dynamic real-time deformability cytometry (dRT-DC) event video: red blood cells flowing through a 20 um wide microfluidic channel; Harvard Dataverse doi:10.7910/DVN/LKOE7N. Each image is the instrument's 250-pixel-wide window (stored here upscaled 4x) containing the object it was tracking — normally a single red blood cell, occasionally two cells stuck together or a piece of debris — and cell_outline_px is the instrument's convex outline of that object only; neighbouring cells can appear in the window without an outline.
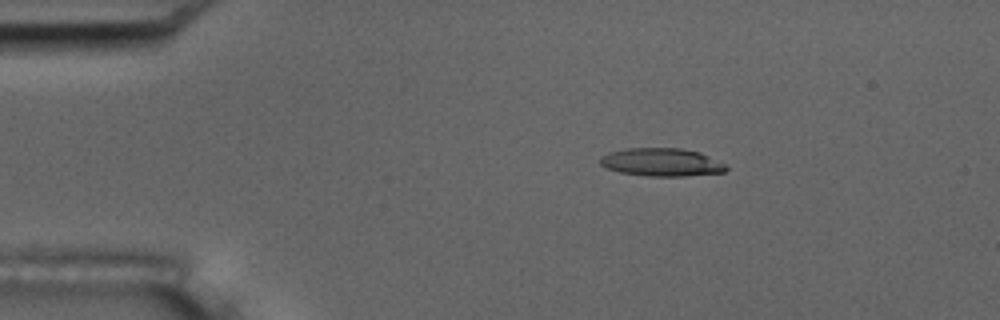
{"species": "common noctule bat (a hibernating species)", "species_latin": "Nyctalus noctula", "temperature_condition": "room temperature", "stored_images_in_passage": 46, "camera_frame_rate_fps": 3000, "um_per_image_px": 0.085, "animal": {"sex": "male", "body_mass_g": 17.5, "forearm_length_mm": 52.3}, "frame": {"image": 1, "passage_image": 1, "time_ms": 0.0, "image_size_px": [1000, 320], "cell_outline_px": [[728, 168], [724, 172], [684, 176], [648, 176], [620, 172], [604, 168], [600, 164], [600, 156], [608, 152], [628, 148], [680, 148], [700, 152], [724, 164]], "centroid_in_image_um": [56.18, 13.79], "position_along_channel_um": 28.8, "area_um2": 20.58}}
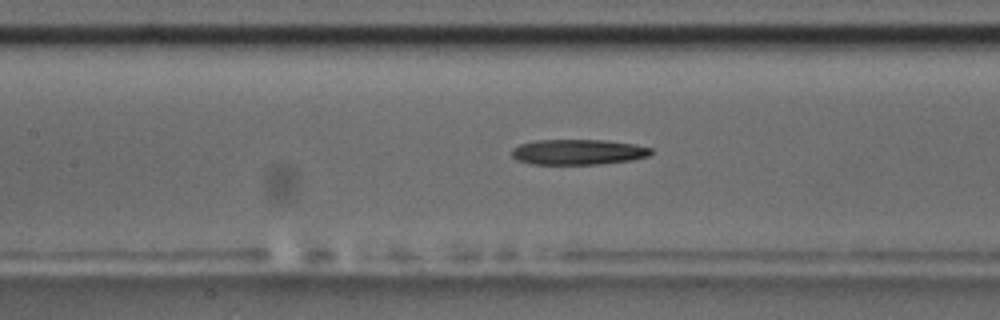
{"frame": {"image": 2, "passage_image": 16, "time_ms": 5.0, "image_size_px": [1000, 320], "cell_outline_px": [[652, 152], [648, 156], [632, 160], [596, 164], [532, 164], [520, 160], [512, 156], [512, 148], [520, 144], [536, 140], [604, 140], [636, 144], [652, 148]], "centroid_in_image_um": [49.16, 12.91], "position_along_channel_um": 158.2, "area_um2": 20.52}}
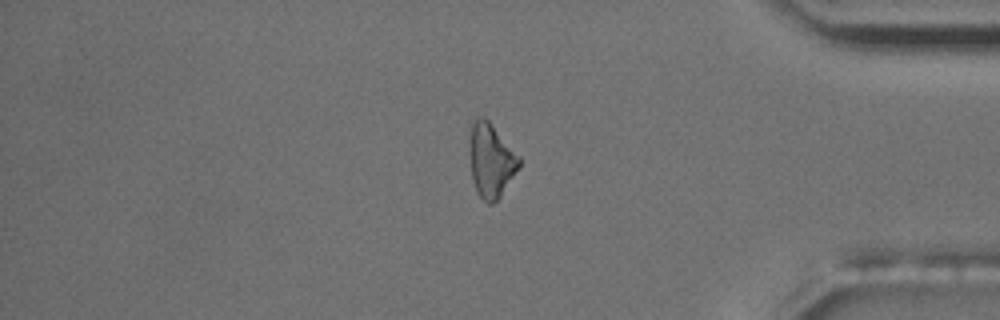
{"frame": {"image": 3, "passage_image": 37, "time_ms": 12.0, "image_size_px": [1000, 320], "cell_outline_px": [[520, 164], [500, 196], [492, 204], [488, 204], [476, 192], [472, 180], [468, 140], [468, 124], [472, 116], [484, 116], [488, 120], [520, 156]], "centroid_in_image_um": [41.66, 13.54], "position_along_channel_um": 393.5, "area_um2": 21.79}}